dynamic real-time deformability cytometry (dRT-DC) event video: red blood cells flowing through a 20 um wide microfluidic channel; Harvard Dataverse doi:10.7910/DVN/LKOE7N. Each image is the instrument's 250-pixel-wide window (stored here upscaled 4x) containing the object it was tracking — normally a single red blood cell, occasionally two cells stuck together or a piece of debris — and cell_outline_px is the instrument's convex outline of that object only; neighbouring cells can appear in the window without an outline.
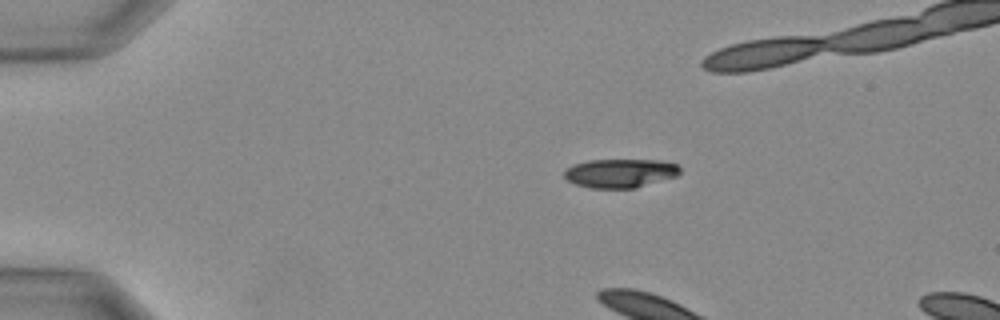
{"species": "Egyptian fruit bat (a non-hibernating species)", "species_latin": "Rousettus aegyptiacus", "temperature_condition": "warm", "stored_images_in_passage": 5, "camera_frame_rate_fps": 3000, "um_per_image_px": 0.085, "animal": {"sex": "female"}, "frame": {"image": 1, "passage_image": 1, "time_ms": 0.0, "image_size_px": [1000, 320], "cell_outline_px": [[680, 172], [676, 176], [636, 188], [588, 188], [576, 184], [568, 180], [564, 176], [564, 168], [572, 164], [588, 160], [660, 160], [676, 164], [680, 168]], "centroid_in_image_um": [52.68, 14.72], "position_along_channel_um": 32.3, "area_um2": 19.54}}